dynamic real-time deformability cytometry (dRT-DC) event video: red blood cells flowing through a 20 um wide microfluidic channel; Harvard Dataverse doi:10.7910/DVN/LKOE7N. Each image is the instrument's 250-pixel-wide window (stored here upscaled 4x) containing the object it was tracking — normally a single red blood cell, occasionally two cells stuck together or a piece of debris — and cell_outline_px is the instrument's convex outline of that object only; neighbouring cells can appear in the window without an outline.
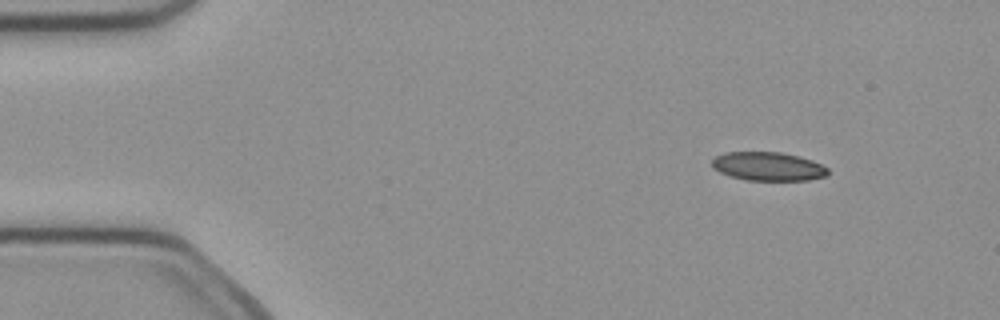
{"species": "common noctule bat (a hibernating species)", "species_latin": "Nyctalus noctula", "temperature_condition": "cold", "stored_images_in_passage": 6, "camera_frame_rate_fps": 3000, "um_per_image_px": 0.085, "animal": {"sex": "female", "body_mass_g": 21.9}, "frame": {"image": 1, "passage_image": 2, "time_ms": 0.333, "image_size_px": [1000, 320], "cell_outline_px": [[828, 176], [808, 180], [748, 180], [732, 176], [720, 172], [712, 168], [712, 160], [716, 156], [724, 152], [780, 152], [800, 156], [812, 160], [828, 168]], "centroid_in_image_um": [65.3, 14.14], "position_along_channel_um": 19.7, "area_um2": 19.36}}